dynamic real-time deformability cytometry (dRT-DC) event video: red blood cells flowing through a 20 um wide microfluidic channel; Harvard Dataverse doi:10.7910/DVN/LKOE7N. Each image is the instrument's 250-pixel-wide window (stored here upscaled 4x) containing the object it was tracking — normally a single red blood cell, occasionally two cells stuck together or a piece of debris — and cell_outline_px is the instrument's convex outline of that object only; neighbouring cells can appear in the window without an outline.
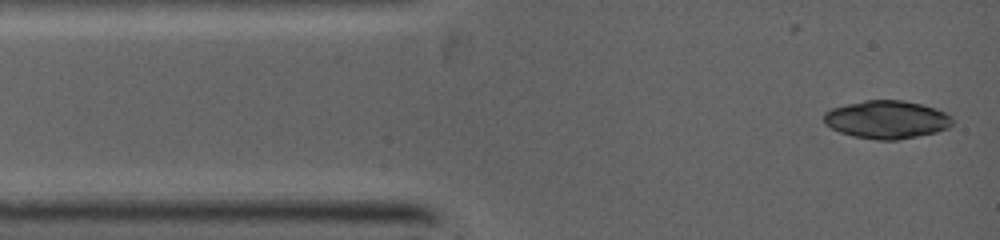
{"species": "common noctule bat (a hibernating species)", "species_latin": "Nyctalus noctula", "temperature_condition": "warm", "stored_images_in_passage": 3, "camera_frame_rate_fps": 5000, "um_per_image_px": 0.085, "animal": {"sex": "female", "body_mass_g": 19.0, "forearm_length_mm": 53.3}, "frame": {"image": 1, "passage_image": 1, "time_ms": 0.0, "image_size_px": [1000, 240], "cell_outline_px": [[952, 124], [948, 128], [936, 132], [896, 140], [880, 140], [852, 136], [840, 132], [824, 124], [824, 112], [832, 108], [864, 100], [904, 100], [936, 108], [948, 112], [952, 116]], "centroid_in_image_um": [75.39, 10.16], "position_along_channel_um": 9.6, "area_um2": 28.55}}